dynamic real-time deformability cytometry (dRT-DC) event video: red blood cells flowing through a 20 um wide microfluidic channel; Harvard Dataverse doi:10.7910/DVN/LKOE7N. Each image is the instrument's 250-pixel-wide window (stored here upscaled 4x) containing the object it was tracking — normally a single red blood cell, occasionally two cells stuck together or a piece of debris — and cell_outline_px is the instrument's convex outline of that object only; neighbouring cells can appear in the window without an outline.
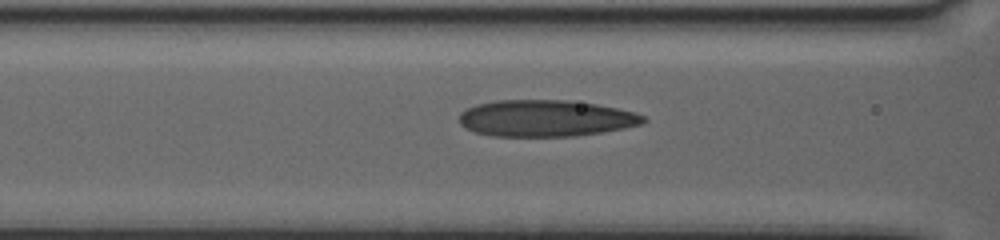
{"species": "human", "species_latin": "Homo sapiens", "temperature_condition": "warm", "stored_images_in_passage": 53, "camera_frame_rate_fps": 3000, "um_per_image_px": 0.085, "donor": {"sex": "female"}, "frame": {"image": 1, "passage_image": 26, "time_ms": 8.333, "image_size_px": [1000, 240], "cell_outline_px": [[648, 120], [640, 124], [624, 128], [576, 136], [492, 136], [476, 132], [464, 128], [460, 124], [460, 112], [476, 104], [496, 100], [568, 100], [596, 104], [636, 112], [644, 116]], "centroid_in_image_um": [46.37, 10.05], "position_along_channel_um": 120.2, "area_um2": 39.25}}
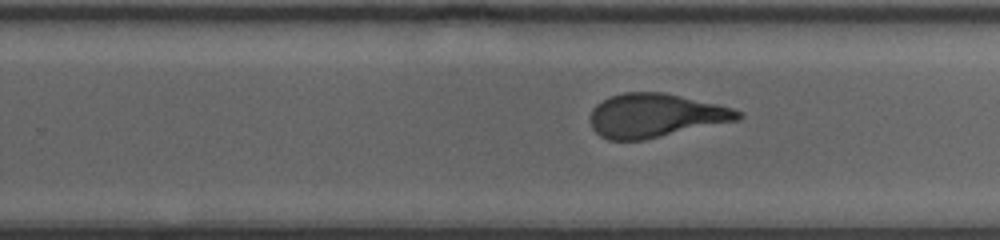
{"frame": {"image": 2, "passage_image": 40, "time_ms": 13.0, "image_size_px": [1000, 240], "cell_outline_px": [[744, 116], [740, 120], [644, 140], [608, 140], [600, 136], [592, 128], [592, 108], [596, 104], [612, 96], [624, 92], [664, 92], [716, 104], [732, 108], [740, 112]], "centroid_in_image_um": [55.73, 9.83], "position_along_channel_um": 274.1, "area_um2": 37.51}}
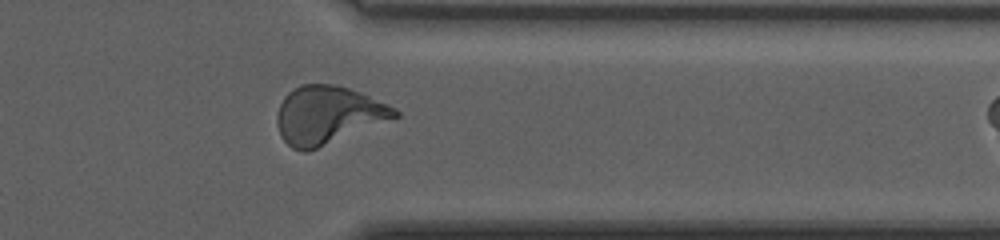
{"frame": {"image": 3, "passage_image": 50, "time_ms": 16.333, "image_size_px": [1000, 240], "cell_outline_px": [[400, 116], [308, 152], [304, 152], [292, 148], [280, 136], [276, 124], [276, 116], [280, 104], [284, 96], [288, 92], [304, 84], [336, 84], [360, 92], [388, 104], [396, 108], [400, 112]], "centroid_in_image_um": [27.86, 9.78], "position_along_channel_um": 383.5, "area_um2": 39.77}, "authors_computed_cell_mechanics": {"area_um2": 37.6278, "velocity_mm_per_s": 3.3067, "shape_relaxation_time_tau1_ms": 9.1798, "shape_relaxation_time_tau2_ms": 1.1071, "deformation_change_tau1": 0.2804, "deformation_change_tau2": 0.0873}}